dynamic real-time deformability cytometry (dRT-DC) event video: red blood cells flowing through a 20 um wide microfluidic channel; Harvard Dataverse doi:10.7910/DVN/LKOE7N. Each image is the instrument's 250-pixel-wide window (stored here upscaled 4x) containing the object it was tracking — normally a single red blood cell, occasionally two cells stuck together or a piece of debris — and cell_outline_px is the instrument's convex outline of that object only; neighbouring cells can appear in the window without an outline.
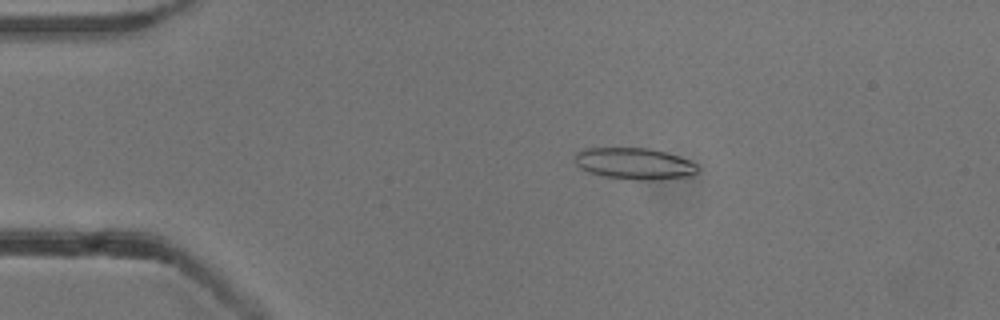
{"species": "common noctule bat (a hibernating species)", "species_latin": "Nyctalus noctula", "temperature_condition": "cold", "stored_images_in_passage": 54, "camera_frame_rate_fps": 3000, "um_per_image_px": 0.085, "animal": {"sex": "male", "body_mass_g": 13.3}, "frame": {"image": 1, "passage_image": 11, "time_ms": 3.333, "image_size_px": [1000, 320], "cell_outline_px": [[700, 168], [696, 172], [688, 176], [660, 180], [632, 180], [604, 176], [588, 172], [580, 168], [576, 164], [572, 156], [576, 152], [584, 148], [648, 148], [664, 152], [688, 160], [696, 164]], "centroid_in_image_um": [53.87, 13.91], "position_along_channel_um": 31.1, "area_um2": 22.66}}
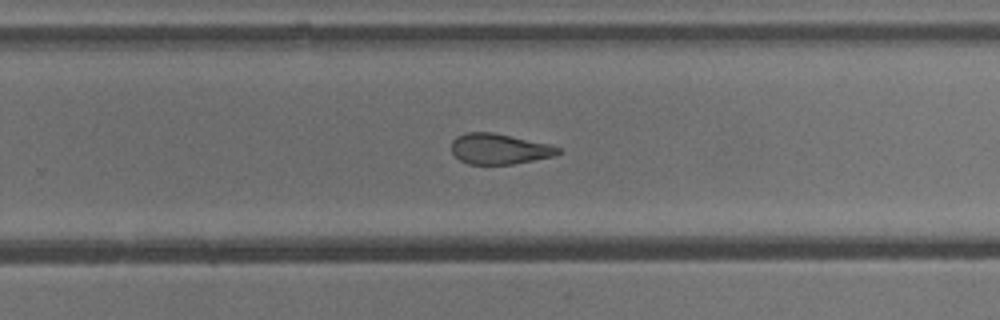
{"frame": {"image": 2, "passage_image": 35, "time_ms": 11.333, "image_size_px": [1000, 320], "cell_outline_px": [[560, 152], [556, 156], [512, 164], [468, 164], [460, 160], [452, 152], [452, 140], [456, 136], [464, 132], [492, 132], [548, 144], [560, 148]], "centroid_in_image_um": [42.42, 12.66], "position_along_channel_um": 287.4, "area_um2": 18.9}}
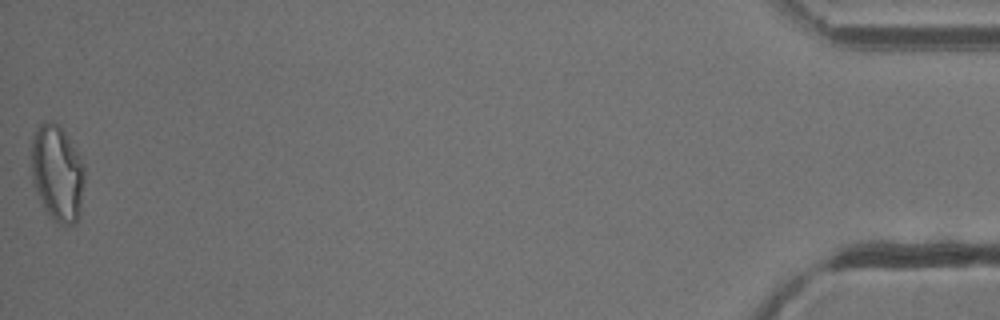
{"frame": {"image": 3, "passage_image": 54, "time_ms": 17.667, "image_size_px": [1000, 320], "cell_outline_px": [[84, 184], [80, 212], [76, 224], [60, 224], [44, 208], [32, 184], [32, 136], [36, 128], [44, 120], [52, 120], [64, 132], [80, 156], [84, 164]], "centroid_in_image_um": [4.87, 14.7], "position_along_channel_um": 430.3, "area_um2": 29.77}, "authors_computed_cell_mechanics": {"area_um2": 21.8484, "velocity_mm_per_s": 3.839, "shape_relaxation_time_tau1_ms": null, "shape_relaxation_time_tau2_ms": 3.5044, "deformation_change_tau1": null, "deformation_change_tau2": 0.1252}}